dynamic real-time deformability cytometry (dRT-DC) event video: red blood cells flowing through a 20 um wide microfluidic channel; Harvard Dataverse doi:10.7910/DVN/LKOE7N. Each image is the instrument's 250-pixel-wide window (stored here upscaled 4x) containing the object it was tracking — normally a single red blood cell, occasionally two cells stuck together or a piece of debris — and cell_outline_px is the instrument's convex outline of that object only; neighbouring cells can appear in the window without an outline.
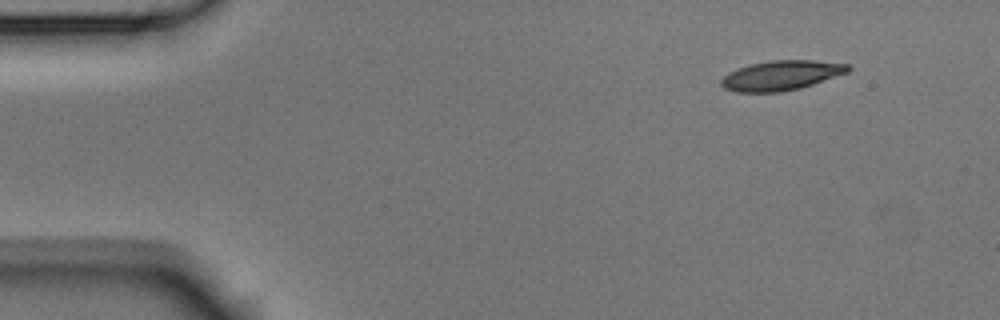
{"species": "Egyptian fruit bat (a non-hibernating species)", "species_latin": "Rousettus aegyptiacus", "temperature_condition": "room temperature", "stored_images_in_passage": 8, "camera_frame_rate_fps": 3000, "um_per_image_px": 0.085, "animal": {"sex": "male"}, "frame": {"image": 1, "passage_image": 1, "time_ms": 0.0, "image_size_px": [1000, 320], "cell_outline_px": [[852, 68], [848, 72], [800, 88], [780, 92], [736, 92], [724, 88], [720, 84], [720, 80], [728, 72], [736, 68], [748, 64], [772, 60], [812, 60], [848, 64]], "centroid_in_image_um": [66.36, 6.4], "position_along_channel_um": 18.6, "area_um2": 22.02}}
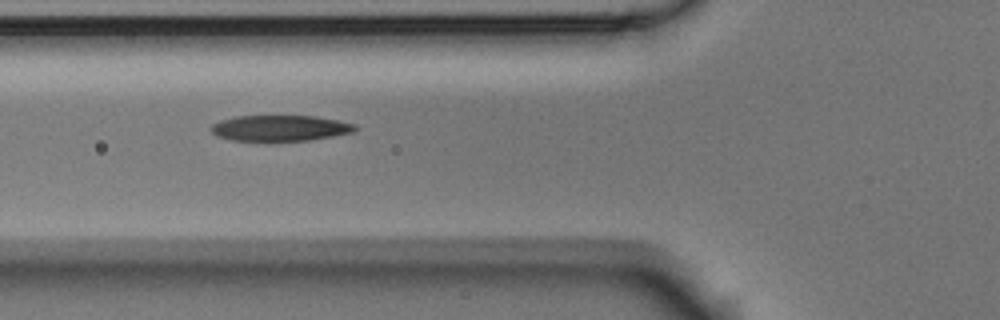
{"frame": {"image": 2, "passage_image": 5, "time_ms": 1.333, "image_size_px": [1000, 320], "cell_outline_px": [[356, 128], [352, 132], [332, 136], [308, 140], [232, 140], [216, 136], [208, 128], [212, 124], [220, 120], [236, 116], [316, 116], [340, 120], [356, 124]], "centroid_in_image_um": [23.78, 10.87], "position_along_channel_um": 102.0, "area_um2": 21.56}}
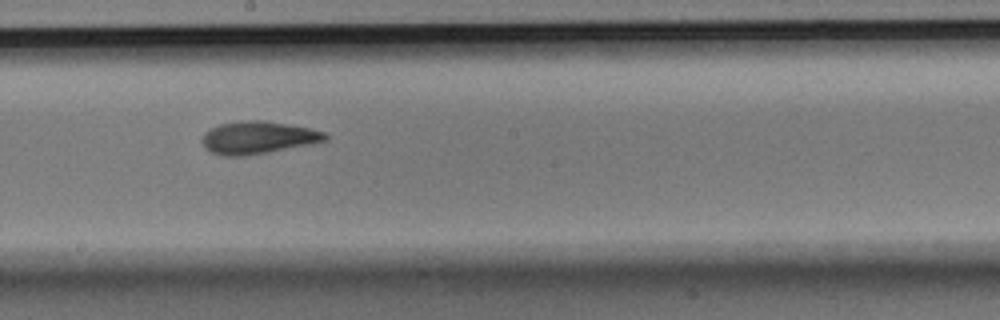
{"frame": {"image": 3, "passage_image": 8, "time_ms": 2.333, "image_size_px": [1000, 320], "cell_outline_px": [[328, 140], [268, 152], [244, 156], [224, 156], [212, 152], [204, 144], [204, 132], [208, 128], [220, 124], [240, 120], [264, 120], [308, 128], [324, 132], [328, 136]], "centroid_in_image_um": [21.91, 11.68], "position_along_channel_um": 226.3, "area_um2": 23.0}}